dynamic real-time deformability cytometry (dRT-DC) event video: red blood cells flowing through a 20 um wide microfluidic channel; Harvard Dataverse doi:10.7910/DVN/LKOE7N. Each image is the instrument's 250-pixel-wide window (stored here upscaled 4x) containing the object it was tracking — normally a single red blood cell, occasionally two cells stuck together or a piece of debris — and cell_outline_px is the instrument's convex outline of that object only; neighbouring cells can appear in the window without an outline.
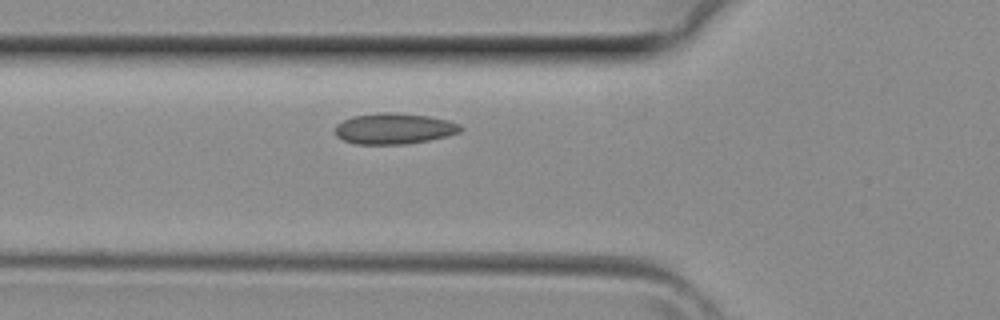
{"species": "common noctule bat (a hibernating species)", "species_latin": "Nyctalus noctula", "temperature_condition": "room temperature", "stored_images_in_passage": 3, "camera_frame_rate_fps": 3000, "um_per_image_px": 0.085, "animal": {"sex": "female", "body_mass_g": 29.2, "forearm_length_mm": 56.3}, "frame": {"image": 1, "passage_image": 3, "time_ms": 0.667, "image_size_px": [1000, 320], "cell_outline_px": [[464, 128], [460, 132], [448, 136], [428, 140], [404, 144], [356, 144], [344, 140], [336, 136], [336, 124], [352, 116], [380, 112], [396, 112], [428, 116], [448, 120], [460, 124]], "centroid_in_image_um": [33.52, 10.92], "position_along_channel_um": 92.3, "area_um2": 22.66}}